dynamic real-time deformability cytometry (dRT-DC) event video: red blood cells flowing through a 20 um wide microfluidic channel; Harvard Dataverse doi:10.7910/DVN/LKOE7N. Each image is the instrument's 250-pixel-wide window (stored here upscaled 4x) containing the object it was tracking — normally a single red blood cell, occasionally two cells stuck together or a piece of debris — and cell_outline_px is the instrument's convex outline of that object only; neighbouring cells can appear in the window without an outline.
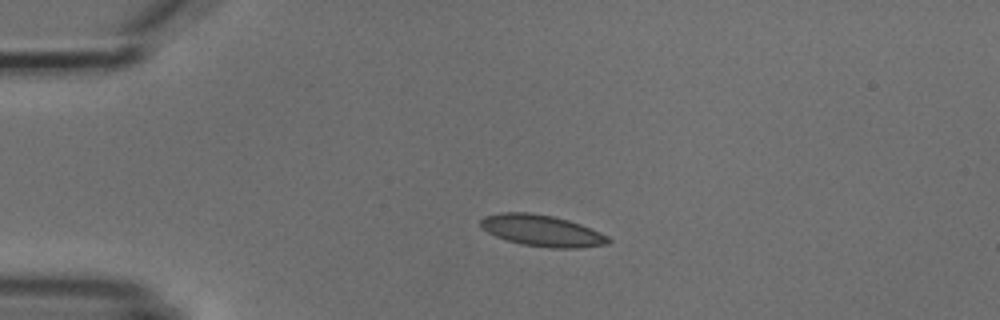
{"species": "common noctule bat (a hibernating species)", "species_latin": "Nyctalus noctula", "temperature_condition": "cold", "stored_images_in_passage": 2, "camera_frame_rate_fps": 3000, "um_per_image_px": 0.085, "animal": {"sex": "male", "body_mass_g": 18.8}, "frame": {"image": 1, "passage_image": 1, "time_ms": 0.0, "image_size_px": [1000, 320], "cell_outline_px": [[612, 240], [608, 244], [580, 248], [548, 248], [520, 244], [496, 236], [480, 228], [480, 220], [484, 216], [504, 212], [528, 212], [552, 216], [568, 220], [580, 224], [600, 232], [608, 236]], "centroid_in_image_um": [46.07, 19.61], "position_along_channel_um": 38.9, "area_um2": 23.41}}